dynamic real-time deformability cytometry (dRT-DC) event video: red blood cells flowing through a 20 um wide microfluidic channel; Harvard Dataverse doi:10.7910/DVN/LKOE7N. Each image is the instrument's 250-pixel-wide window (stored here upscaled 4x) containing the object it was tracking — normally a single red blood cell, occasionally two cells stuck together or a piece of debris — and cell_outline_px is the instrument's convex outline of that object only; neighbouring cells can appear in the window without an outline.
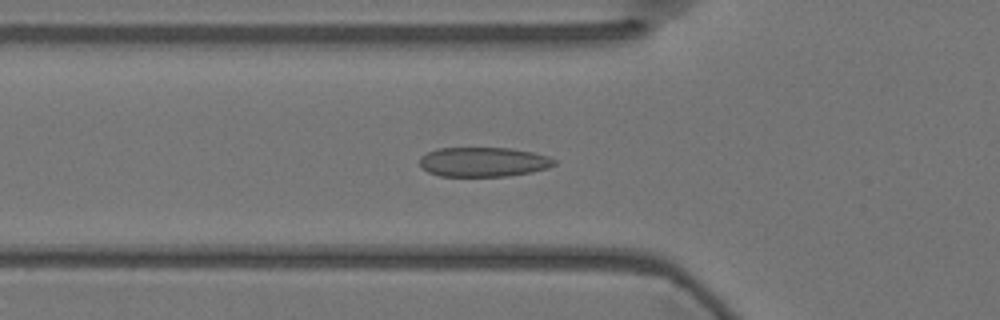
{"species": "Egyptian fruit bat (a non-hibernating species)", "species_latin": "Rousettus aegyptiacus", "temperature_condition": "warm", "stored_images_in_passage": 57, "camera_frame_rate_fps": 3000, "um_per_image_px": 0.085, "animal": {"sex": "female"}, "frame": {"image": 1, "passage_image": 19, "time_ms": 6.0, "image_size_px": [1000, 320], "cell_outline_px": [[556, 164], [548, 168], [532, 172], [508, 176], [440, 176], [428, 172], [420, 164], [420, 156], [436, 148], [512, 148], [532, 152], [548, 156], [556, 160]], "centroid_in_image_um": [41.11, 13.76], "position_along_channel_um": 84.7, "area_um2": 23.24}}
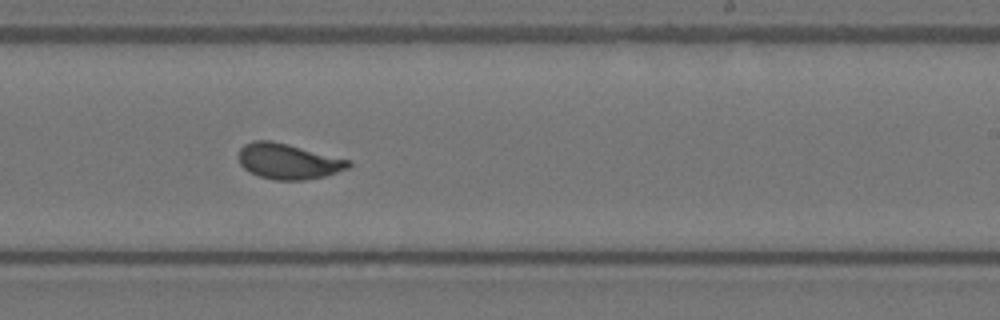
{"frame": {"image": 2, "passage_image": 34, "time_ms": 11.0, "image_size_px": [1000, 320], "cell_outline_px": [[352, 164], [348, 168], [324, 176], [304, 180], [276, 180], [260, 176], [244, 168], [240, 164], [236, 156], [240, 148], [244, 144], [252, 140], [272, 140], [352, 160]], "centroid_in_image_um": [24.48, 13.69], "position_along_channel_um": 264.5, "area_um2": 22.89}}
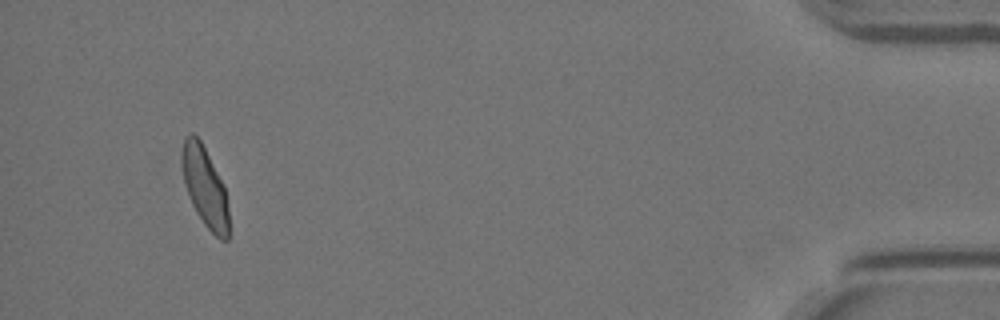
{"frame": {"image": 3, "passage_image": 53, "time_ms": 17.333, "image_size_px": [1000, 320], "cell_outline_px": [[228, 240], [220, 240], [204, 224], [196, 212], [192, 204], [184, 180], [180, 164], [180, 156], [184, 136], [188, 132], [192, 132], [200, 140], [224, 184], [228, 208]], "centroid_in_image_um": [17.39, 15.84], "position_along_channel_um": 417.8, "area_um2": 21.85}, "authors_computed_cell_mechanics": {"area_um2": 22.7154, "velocity_mm_per_s": 3.5812, "shape_relaxation_time_tau1_ms": 5.8059, "shape_relaxation_time_tau2_ms": null, "deformation_change_tau1": 0.1759, "deformation_change_tau2": null}}